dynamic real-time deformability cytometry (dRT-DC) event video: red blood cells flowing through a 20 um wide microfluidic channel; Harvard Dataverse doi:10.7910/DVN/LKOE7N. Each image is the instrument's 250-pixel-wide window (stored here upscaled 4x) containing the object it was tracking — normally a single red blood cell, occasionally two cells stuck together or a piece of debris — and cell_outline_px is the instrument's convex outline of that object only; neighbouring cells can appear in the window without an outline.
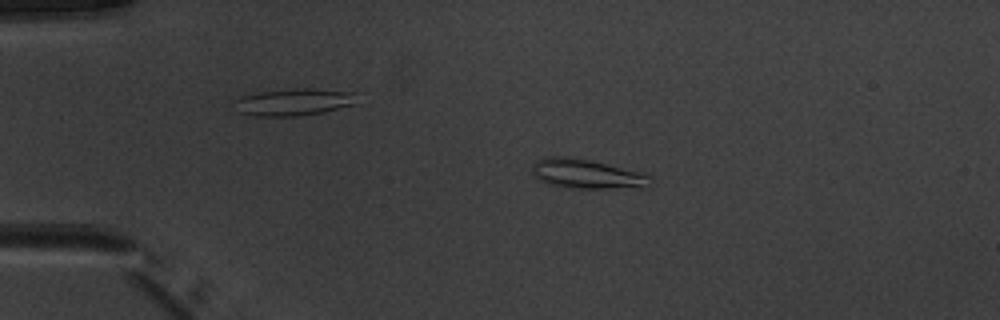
{"species": "common noctule bat (a hibernating species)", "species_latin": "Nyctalus noctula", "temperature_condition": "warm", "stored_images_in_passage": 51, "camera_frame_rate_fps": 3000, "um_per_image_px": 0.085, "animal": {"sex": "male", "body_mass_g": 20.1, "forearm_length_mm": 53.5}, "frame": {"image": 1, "passage_image": 11, "time_ms": 3.333, "image_size_px": [1000, 320], "cell_outline_px": [[652, 176], [644, 188], [568, 188], [548, 184], [532, 176], [532, 164], [536, 160], [544, 156], [572, 156], [592, 160], [640, 172]], "centroid_in_image_um": [49.8, 14.77], "position_along_channel_um": 35.2, "area_um2": 20.58}}
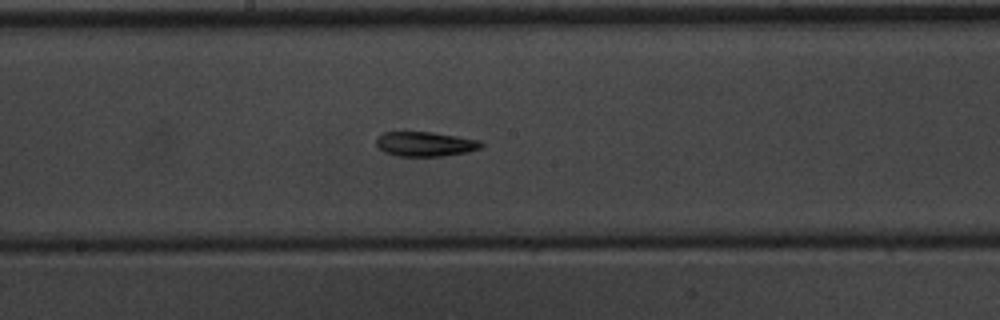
{"frame": {"image": 2, "passage_image": 28, "time_ms": 9.0, "image_size_px": [1000, 320], "cell_outline_px": [[484, 144], [480, 148], [468, 152], [440, 156], [400, 156], [384, 152], [376, 144], [376, 136], [384, 132], [432, 132], [480, 140]], "centroid_in_image_um": [36.14, 12.24], "position_along_channel_um": 212.1, "area_um2": 15.03}}
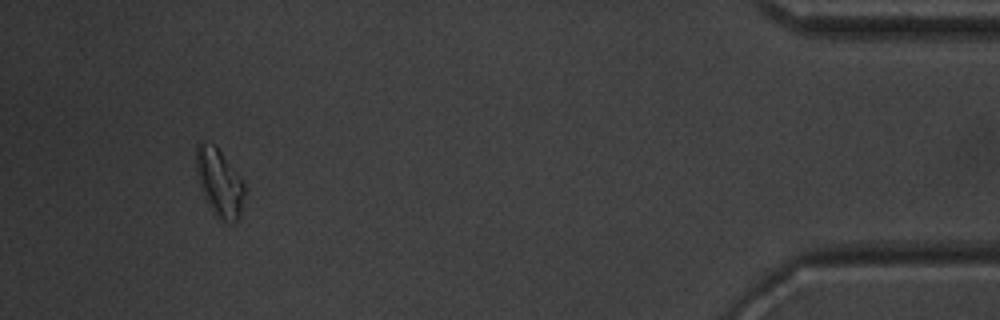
{"frame": {"image": 3, "passage_image": 48, "time_ms": 15.667, "image_size_px": [1000, 320], "cell_outline_px": [[244, 196], [240, 220], [232, 224], [228, 224], [220, 220], [216, 216], [204, 196], [196, 172], [196, 144], [200, 140], [212, 144], [220, 152], [244, 184]], "centroid_in_image_um": [18.64, 15.58], "position_along_channel_um": 416.6, "area_um2": 18.84}, "authors_computed_cell_mechanics": {"area_um2": 16.184, "velocity_mm_per_s": 3.9947, "shape_relaxation_time_tau1_ms": 8.1413, "shape_relaxation_time_tau2_ms": 2.9525, "deformation_change_tau1": 0.1839, "deformation_change_tau2": 0.087}}